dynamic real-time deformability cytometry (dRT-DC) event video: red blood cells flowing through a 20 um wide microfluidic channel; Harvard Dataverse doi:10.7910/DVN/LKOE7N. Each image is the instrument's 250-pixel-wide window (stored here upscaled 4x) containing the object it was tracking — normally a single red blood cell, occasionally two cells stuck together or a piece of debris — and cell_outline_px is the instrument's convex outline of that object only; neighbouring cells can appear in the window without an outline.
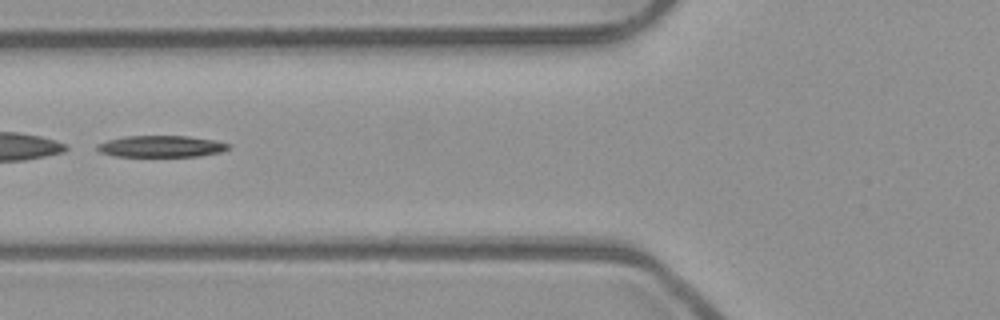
{"species": "common noctule bat (a hibernating species)", "species_latin": "Nyctalus noctula", "temperature_condition": "room temperature", "stored_images_in_passage": 52, "segment_of_instrument_passage": [2, 2], "camera_frame_rate_fps": 3000, "um_per_image_px": 0.085, "animal": {"sex": "male", "body_mass_g": 23.1, "forearm_length_mm": 52.7}, "frame": {"image": 1, "passage_image": 20, "time_ms": 6.333, "image_size_px": [1000, 320], "cell_outline_px": [[228, 148], [220, 152], [200, 156], [116, 156], [100, 152], [96, 148], [96, 144], [108, 140], [124, 136], [188, 136], [216, 140], [228, 144]], "centroid_in_image_um": [13.67, 12.43], "position_along_channel_um": 112.1, "area_um2": 16.36}}
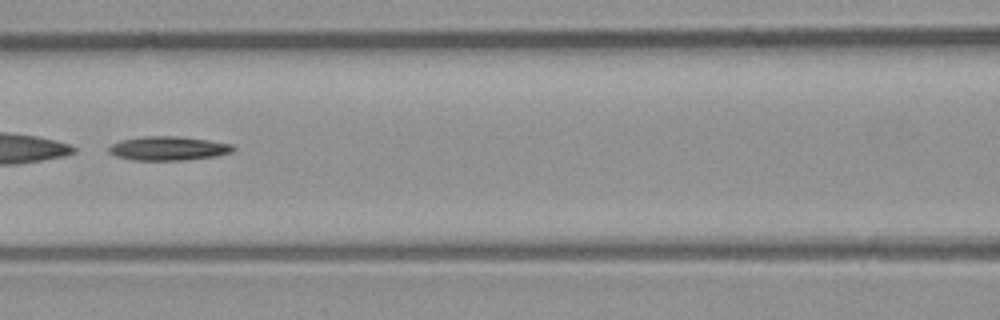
{"frame": {"image": 2, "passage_image": 23, "time_ms": 7.333, "image_size_px": [1000, 320], "cell_outline_px": [[236, 148], [232, 152], [216, 156], [184, 160], [132, 160], [116, 156], [108, 152], [108, 148], [112, 144], [120, 140], [144, 136], [180, 136], [208, 140], [232, 144]], "centroid_in_image_um": [14.31, 12.61], "position_along_channel_um": 152.3, "area_um2": 17.46}}
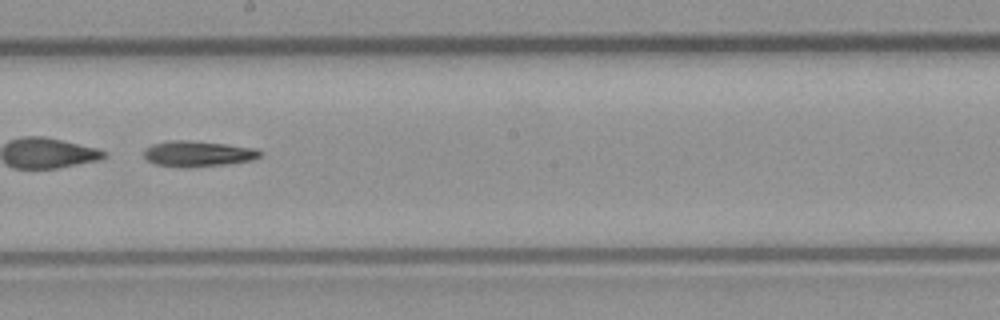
{"frame": {"image": 3, "passage_image": 29, "time_ms": 9.333, "image_size_px": [1000, 320], "cell_outline_px": [[264, 152], [260, 156], [252, 160], [228, 164], [184, 168], [180, 168], [156, 164], [148, 160], [144, 156], [144, 148], [152, 144], [168, 140], [188, 140], [224, 144], [256, 148]], "centroid_in_image_um": [16.82, 13.07], "position_along_channel_um": 231.4, "area_um2": 17.57}}